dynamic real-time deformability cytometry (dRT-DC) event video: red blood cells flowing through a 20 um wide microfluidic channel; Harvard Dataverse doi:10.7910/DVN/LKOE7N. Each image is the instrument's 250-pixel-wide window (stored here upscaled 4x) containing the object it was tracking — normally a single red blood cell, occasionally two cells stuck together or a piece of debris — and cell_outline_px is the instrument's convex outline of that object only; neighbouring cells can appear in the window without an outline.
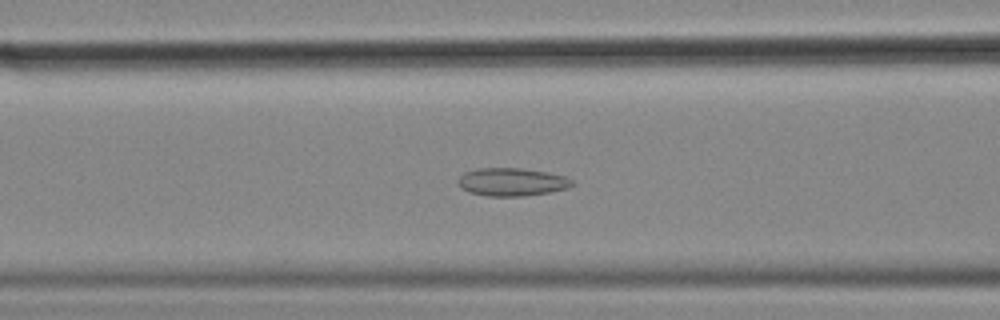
{"species": "common noctule bat (a hibernating species)", "species_latin": "Nyctalus noctula", "temperature_condition": "cold", "stored_images_in_passage": 57, "camera_frame_rate_fps": 3000, "um_per_image_px": 0.085, "animal": {"sex": "female", "body_mass_g": 18.4}, "frame": {"image": 1, "passage_image": 23, "time_ms": 7.333, "image_size_px": [1000, 320], "cell_outline_px": [[576, 184], [568, 188], [552, 192], [524, 196], [488, 196], [468, 192], [460, 188], [456, 180], [464, 172], [476, 168], [520, 168], [548, 172], [564, 176], [572, 180]], "centroid_in_image_um": [43.5, 15.47], "position_along_channel_um": 123.1, "area_um2": 18.9}}
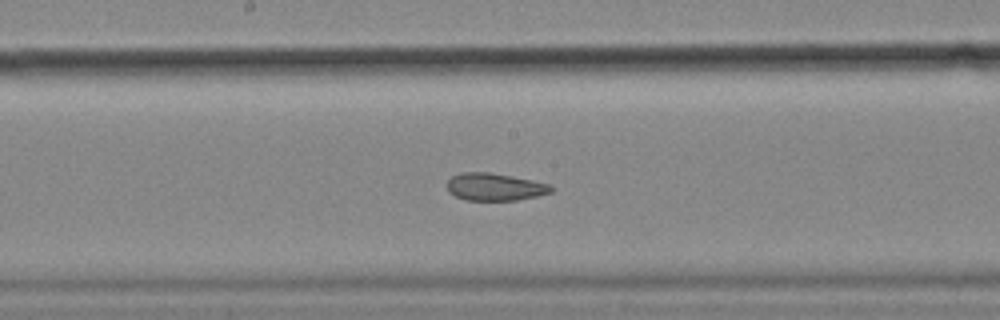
{"frame": {"image": 2, "passage_image": 30, "time_ms": 9.667, "image_size_px": [1000, 320], "cell_outline_px": [[556, 188], [552, 192], [536, 196], [516, 200], [464, 200], [448, 192], [444, 184], [452, 176], [460, 172], [492, 172], [552, 184]], "centroid_in_image_um": [42.05, 15.88], "position_along_channel_um": 206.2, "area_um2": 16.99}}
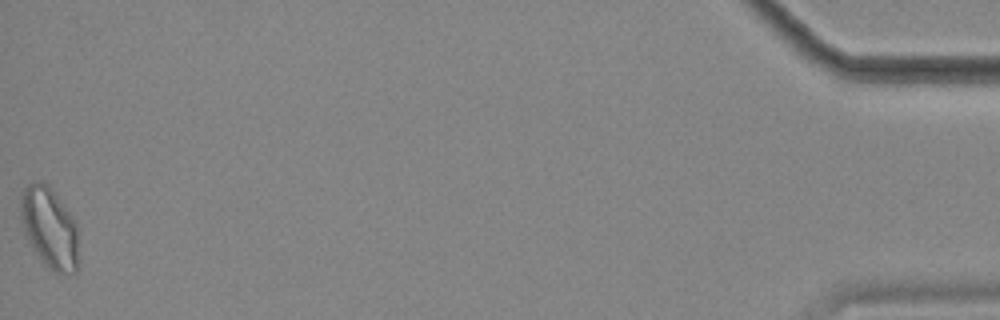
{"frame": {"image": 3, "passage_image": 57, "time_ms": 18.667, "image_size_px": [1000, 320], "cell_outline_px": [[76, 272], [56, 272], [48, 268], [36, 252], [28, 240], [24, 232], [20, 220], [20, 196], [24, 188], [32, 180], [44, 180], [52, 188], [76, 224]], "centroid_in_image_um": [4.14, 19.27], "position_along_channel_um": 431.1, "area_um2": 26.88}, "authors_computed_cell_mechanics": {"area_um2": 20.3456, "velocity_mm_per_s": 3.5692, "shape_relaxation_time_tau1_ms": null, "shape_relaxation_time_tau2_ms": 3.1601, "deformation_change_tau1": null, "deformation_change_tau2": 0.088}}